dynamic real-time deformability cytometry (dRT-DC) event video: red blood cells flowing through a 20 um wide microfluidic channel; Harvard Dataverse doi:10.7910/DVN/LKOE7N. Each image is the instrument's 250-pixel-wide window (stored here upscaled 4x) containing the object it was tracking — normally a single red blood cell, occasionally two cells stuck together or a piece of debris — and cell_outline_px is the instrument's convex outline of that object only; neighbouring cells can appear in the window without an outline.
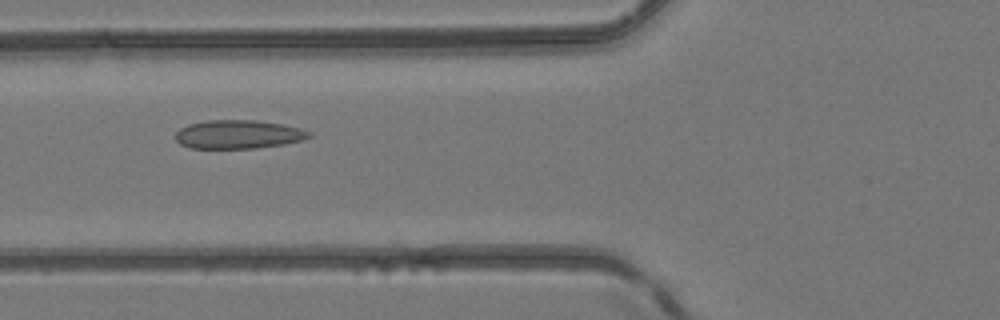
{"species": "common noctule bat (a hibernating species)", "species_latin": "Nyctalus noctula", "temperature_condition": "room temperature", "stored_images_in_passage": 5, "camera_frame_rate_fps": 3000, "um_per_image_px": 0.085, "animal": {"sex": "female", "body_mass_g": 24.6, "forearm_length_mm": 56.2}, "frame": {"image": 1, "passage_image": 5, "time_ms": 4.667, "image_size_px": [1000, 320], "cell_outline_px": [[312, 136], [304, 140], [284, 144], [256, 148], [192, 148], [180, 144], [176, 140], [176, 132], [180, 128], [188, 124], [208, 120], [256, 120], [284, 124], [300, 128], [312, 132]], "centroid_in_image_um": [20.29, 11.42], "position_along_channel_um": 105.5, "area_um2": 22.43}}